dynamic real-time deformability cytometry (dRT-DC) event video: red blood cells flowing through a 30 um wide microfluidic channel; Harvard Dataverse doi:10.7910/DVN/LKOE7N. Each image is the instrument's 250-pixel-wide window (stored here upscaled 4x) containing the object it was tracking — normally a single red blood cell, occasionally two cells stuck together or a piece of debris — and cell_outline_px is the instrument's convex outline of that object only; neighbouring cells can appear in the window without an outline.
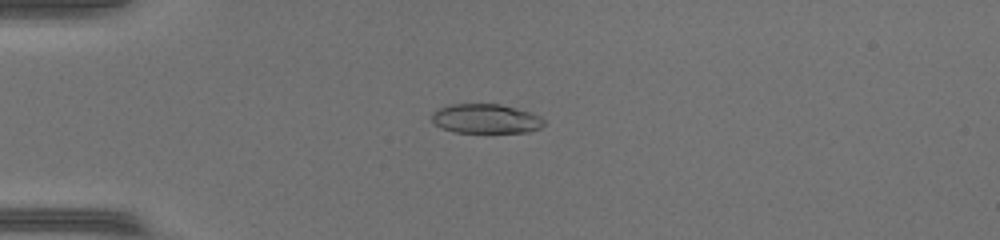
{"species": "common noctule bat (a hibernating species)", "species_latin": "Nyctalus noctula", "temperature_condition": "warm", "stored_images_in_passage": 49, "camera_frame_rate_fps": 3000, "um_per_image_px": 0.085, "animal": {"sex": "female", "body_mass_g": 17.0, "forearm_length_mm": 48.0}, "frame": {"image": 1, "passage_image": 14, "time_ms": 4.333, "image_size_px": [1000, 240], "cell_outline_px": [[544, 124], [540, 128], [528, 132], [456, 132], [440, 128], [432, 120], [432, 112], [436, 108], [452, 104], [500, 104], [528, 112], [540, 116], [544, 120]], "centroid_in_image_um": [41.26, 10.09], "position_along_channel_um": 43.7, "area_um2": 19.13}}
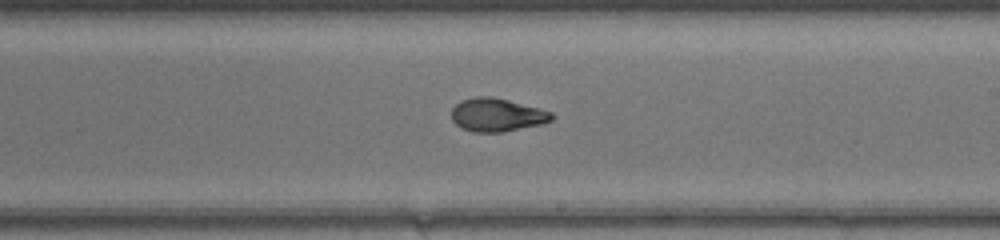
{"frame": {"image": 2, "passage_image": 30, "time_ms": 9.667, "image_size_px": [1000, 240], "cell_outline_px": [[556, 116], [552, 120], [540, 124], [500, 132], [472, 132], [460, 128], [452, 120], [452, 108], [460, 100], [476, 96], [488, 96], [508, 100], [540, 108], [552, 112]], "centroid_in_image_um": [42.22, 9.76], "position_along_channel_um": 246.8, "area_um2": 19.42}}
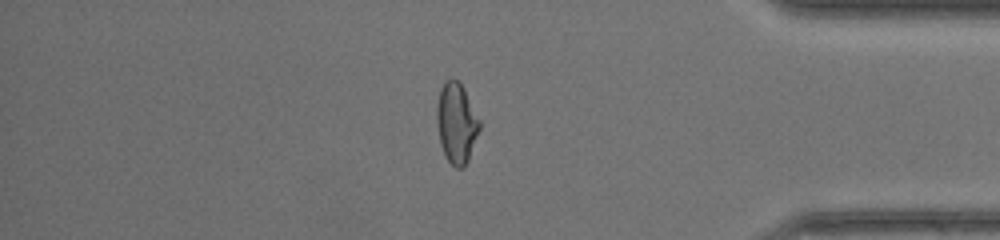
{"frame": {"image": 3, "passage_image": 42, "time_ms": 13.667, "image_size_px": [1000, 240], "cell_outline_px": [[480, 128], [468, 160], [464, 168], [456, 168], [448, 160], [440, 144], [436, 120], [436, 108], [440, 88], [444, 80], [452, 76], [464, 88], [480, 120]], "centroid_in_image_um": [38.79, 10.42], "position_along_channel_um": 396.4, "area_um2": 20.11}, "authors_computed_cell_mechanics": {"area_um2": 20.1144, "velocity_mm_per_s": 4.3799, "shape_relaxation_time_tau1_ms": 7.7587, "shape_relaxation_time_tau2_ms": 1.1493, "deformation_change_tau1": 0.2745, "deformation_change_tau2": 0.0579}}